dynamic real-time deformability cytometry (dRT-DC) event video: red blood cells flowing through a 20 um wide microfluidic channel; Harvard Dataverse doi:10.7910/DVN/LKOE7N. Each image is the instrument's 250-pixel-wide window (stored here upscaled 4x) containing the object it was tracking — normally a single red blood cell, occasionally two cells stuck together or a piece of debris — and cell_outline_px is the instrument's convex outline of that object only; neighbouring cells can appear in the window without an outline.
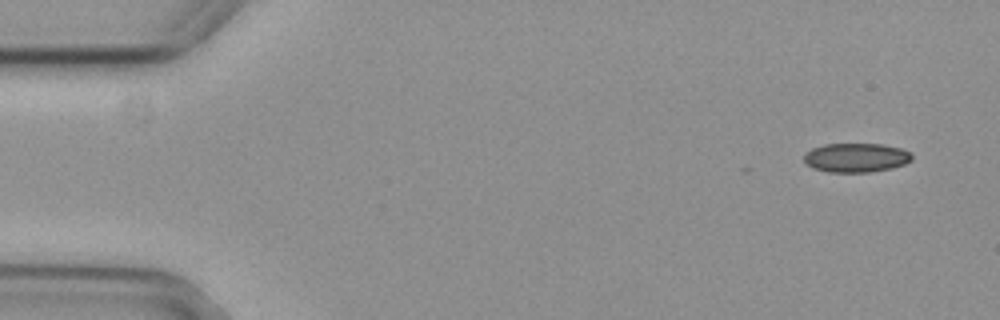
{"species": "common noctule bat (a hibernating species)", "species_latin": "Nyctalus noctula", "temperature_condition": "cold", "stored_images_in_passage": 5, "camera_frame_rate_fps": 3000, "um_per_image_px": 0.085, "animal": {"sex": "female", "body_mass_g": 29.2, "forearm_length_mm": 56.3}, "frame": {"image": 1, "passage_image": 1, "time_ms": 0.0, "image_size_px": [1000, 320], "cell_outline_px": [[912, 160], [904, 164], [892, 168], [872, 172], [828, 172], [812, 168], [804, 160], [804, 152], [812, 148], [824, 144], [884, 144], [900, 148], [912, 152]], "centroid_in_image_um": [72.77, 13.4], "position_along_channel_um": 12.2, "area_um2": 18.5}}
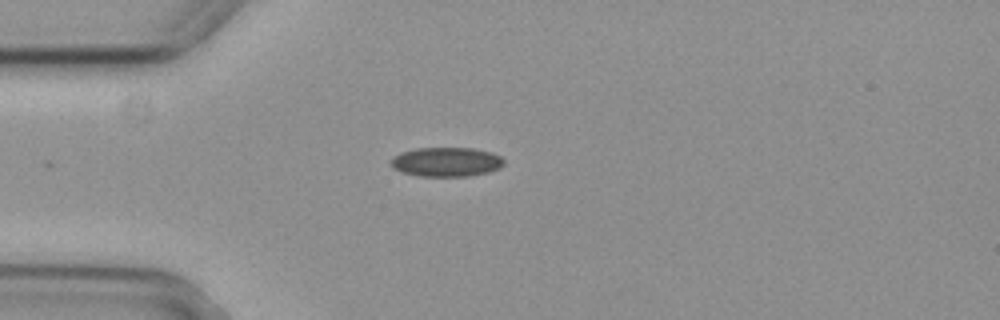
{"frame": {"image": 2, "passage_image": 4, "time_ms": 1.0, "image_size_px": [1000, 320], "cell_outline_px": [[504, 164], [500, 168], [488, 172], [468, 176], [420, 176], [404, 172], [392, 168], [388, 160], [392, 156], [400, 152], [416, 148], [476, 148], [492, 152], [500, 156], [504, 160]], "centroid_in_image_um": [37.92, 13.75], "position_along_channel_um": 47.1, "area_um2": 19.54}}